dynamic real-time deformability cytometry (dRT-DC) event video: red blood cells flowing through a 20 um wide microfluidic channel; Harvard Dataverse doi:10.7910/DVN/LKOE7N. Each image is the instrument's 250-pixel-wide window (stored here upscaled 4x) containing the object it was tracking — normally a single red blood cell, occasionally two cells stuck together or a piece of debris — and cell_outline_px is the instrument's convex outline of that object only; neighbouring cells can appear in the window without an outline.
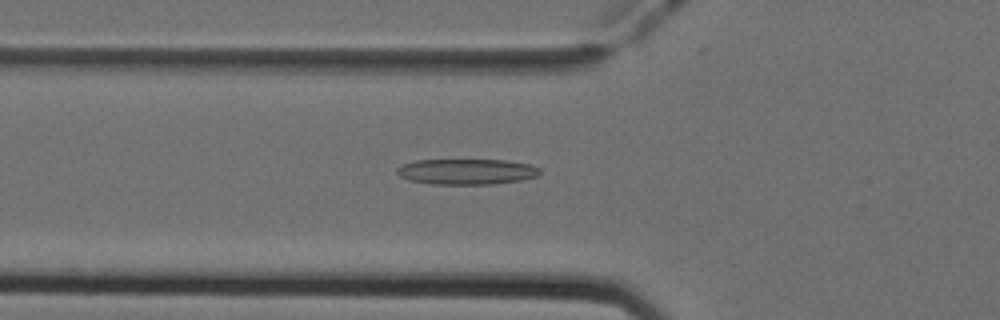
{"species": "Egyptian fruit bat (a non-hibernating species)", "species_latin": "Rousettus aegyptiacus", "temperature_condition": "cold", "stored_images_in_passage": 51, "camera_frame_rate_fps": 3000, "um_per_image_px": 0.085, "animal": {"sex": "female"}, "frame": {"image": 1, "passage_image": 18, "time_ms": 5.667, "image_size_px": [1000, 320], "cell_outline_px": [[540, 176], [520, 180], [492, 184], [432, 184], [408, 180], [400, 176], [396, 172], [396, 168], [404, 164], [416, 160], [504, 160], [528, 164], [540, 168]], "centroid_in_image_um": [39.66, 14.59], "position_along_channel_um": 86.1, "area_um2": 21.33}}
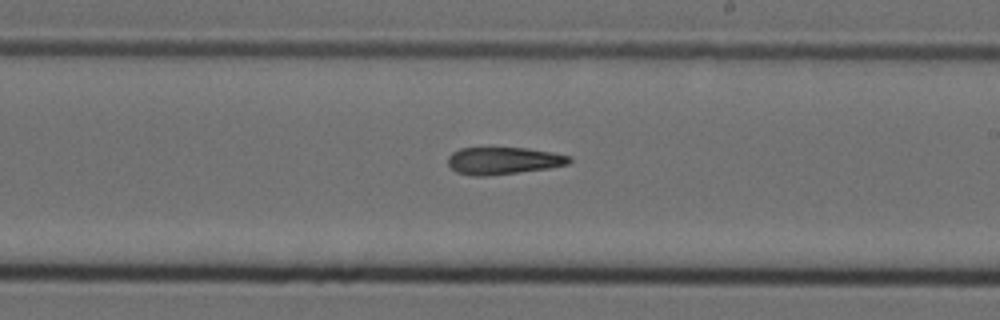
{"frame": {"image": 2, "passage_image": 30, "time_ms": 9.667, "image_size_px": [1000, 320], "cell_outline_px": [[572, 160], [568, 164], [548, 168], [488, 176], [472, 176], [456, 172], [448, 164], [448, 156], [452, 152], [460, 148], [528, 148], [552, 152], [572, 156]], "centroid_in_image_um": [42.78, 13.66], "position_along_channel_um": 246.2, "area_um2": 19.31}}
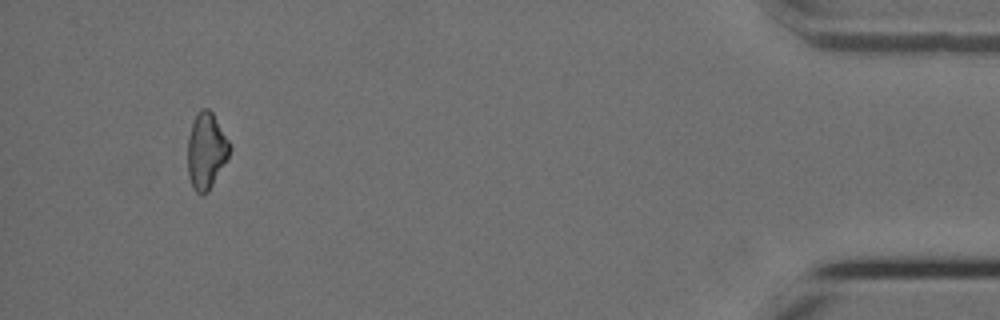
{"frame": {"image": 3, "passage_image": 48, "time_ms": 15.667, "image_size_px": [1000, 320], "cell_outline_px": [[232, 148], [228, 156], [208, 192], [200, 196], [192, 188], [188, 176], [188, 136], [196, 112], [200, 108], [208, 108], [212, 112], [228, 140]], "centroid_in_image_um": [17.51, 12.82], "position_along_channel_um": 417.7, "area_um2": 18.61}, "authors_computed_cell_mechanics": {"area_um2": 19.9988, "velocity_mm_per_s": 3.9897, "shape_relaxation_time_tau1_ms": null, "shape_relaxation_time_tau2_ms": 9.7056, "deformation_change_tau1": null, "deformation_change_tau2": 0.2462}}